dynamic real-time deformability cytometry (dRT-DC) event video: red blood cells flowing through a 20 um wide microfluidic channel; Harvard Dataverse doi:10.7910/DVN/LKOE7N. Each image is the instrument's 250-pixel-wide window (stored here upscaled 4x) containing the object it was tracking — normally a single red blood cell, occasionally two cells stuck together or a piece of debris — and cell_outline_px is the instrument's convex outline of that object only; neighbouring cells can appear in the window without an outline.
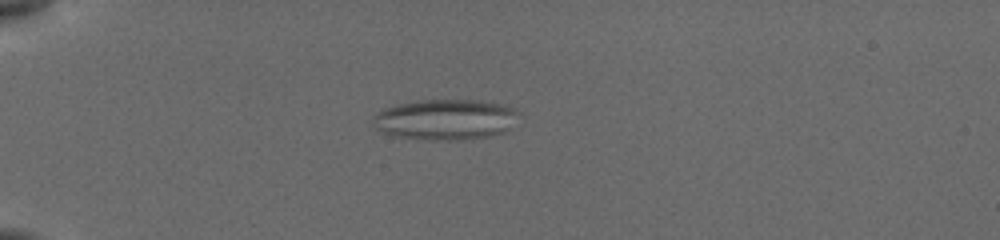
{"species": "common noctule bat (a hibernating species)", "species_latin": "Nyctalus noctula", "temperature_condition": "cold", "stored_images_in_passage": 26, "camera_frame_rate_fps": 3000, "um_per_image_px": 0.085, "animal": {"sex": "female", "body_mass_g": 19.5, "forearm_length_mm": 54.1}, "frame": {"image": 1, "passage_image": 22, "time_ms": 5.667, "image_size_px": [1000, 240], "cell_outline_px": [[516, 112], [504, 128], [500, 132], [488, 136], [396, 136], [384, 132], [372, 124], [372, 120], [376, 112], [384, 108], [400, 104], [424, 100], [476, 100], [500, 104], [512, 108]], "centroid_in_image_um": [37.72, 10.07], "position_along_channel_um": 47.3, "area_um2": 31.62}}